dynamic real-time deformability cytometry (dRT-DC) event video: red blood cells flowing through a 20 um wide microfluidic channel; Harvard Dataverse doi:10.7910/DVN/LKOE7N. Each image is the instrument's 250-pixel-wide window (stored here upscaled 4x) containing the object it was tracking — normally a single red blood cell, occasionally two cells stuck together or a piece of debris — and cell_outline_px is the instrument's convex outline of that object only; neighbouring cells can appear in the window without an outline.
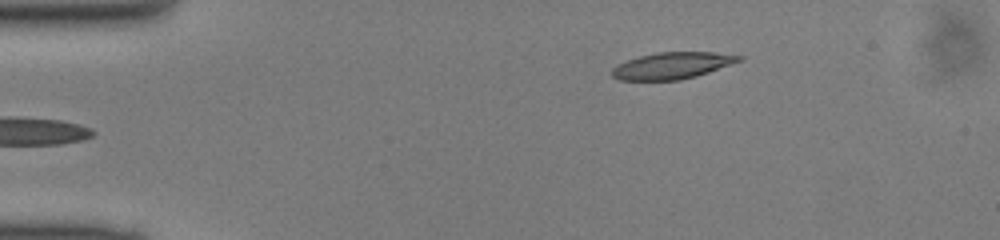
{"species": "common noctule bat (a hibernating species)", "species_latin": "Nyctalus noctula", "temperature_condition": "cold", "stored_images_in_passage": 42, "camera_frame_rate_fps": 3000, "um_per_image_px": 0.085, "animal": {"sex": "male", "body_mass_g": 13.0, "forearm_length_mm": 53.1}, "frame": {"image": 1, "passage_image": 1, "time_ms": 0.0, "image_size_px": [1000, 240], "cell_outline_px": [[744, 60], [696, 76], [680, 80], [620, 80], [612, 76], [612, 68], [616, 64], [640, 56], [656, 52], [712, 52], [744, 56]], "centroid_in_image_um": [57.14, 5.57], "position_along_channel_um": 27.9, "area_um2": 19.71}}
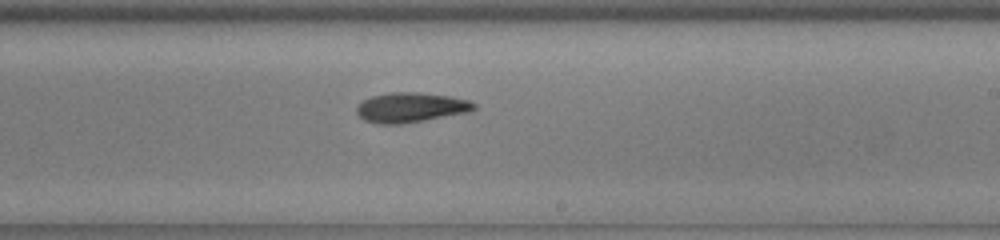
{"frame": {"image": 2, "passage_image": 22, "time_ms": 7.0, "image_size_px": [1000, 240], "cell_outline_px": [[476, 108], [468, 112], [404, 124], [376, 124], [364, 120], [356, 112], [356, 108], [364, 100], [372, 96], [392, 92], [420, 92], [448, 96], [468, 100], [476, 104]], "centroid_in_image_um": [34.91, 9.14], "position_along_channel_um": 254.1, "area_um2": 20.35}}
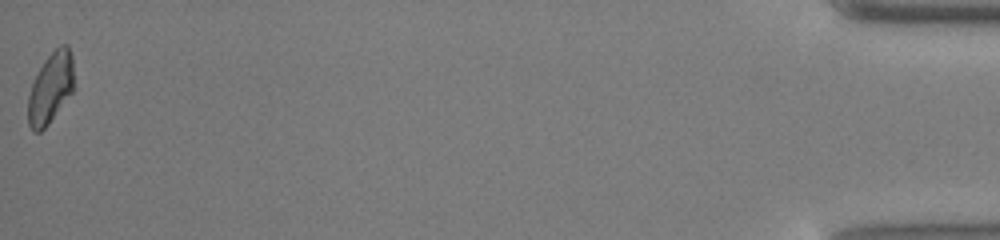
{"frame": {"image": 3, "passage_image": 42, "time_ms": 13.667, "image_size_px": [1000, 240], "cell_outline_px": [[72, 92], [48, 124], [40, 132], [32, 132], [28, 124], [28, 96], [32, 84], [44, 60], [60, 44], [68, 44], [72, 56]], "centroid_in_image_um": [4.28, 7.48], "position_along_channel_um": 430.9, "area_um2": 18.61}}